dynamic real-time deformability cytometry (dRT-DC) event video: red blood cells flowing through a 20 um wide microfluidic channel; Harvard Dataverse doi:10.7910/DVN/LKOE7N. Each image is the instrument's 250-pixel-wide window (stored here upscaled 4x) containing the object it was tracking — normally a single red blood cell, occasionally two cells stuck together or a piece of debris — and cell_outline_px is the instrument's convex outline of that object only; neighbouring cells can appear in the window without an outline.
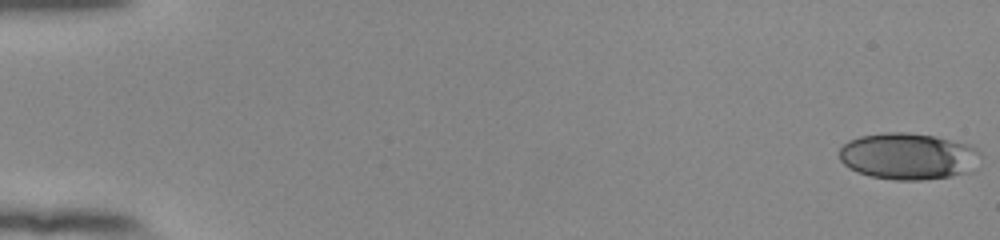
{"species": "human", "species_latin": "Homo sapiens", "temperature_condition": "room temperature", "stored_images_in_passage": 54, "camera_frame_rate_fps": 3000, "um_per_image_px": 0.085, "donor": {"sex": "female"}, "frame": {"image": 1, "passage_image": 1, "time_ms": 0.0, "image_size_px": [1000, 240], "cell_outline_px": [[980, 168], [972, 172], [952, 176], [924, 180], [892, 180], [868, 176], [856, 172], [848, 168], [840, 160], [840, 148], [848, 140], [860, 136], [884, 132], [908, 132], [936, 136], [972, 144], [980, 152]], "centroid_in_image_um": [77.26, 13.29], "position_along_channel_um": 7.7, "area_um2": 39.36}}
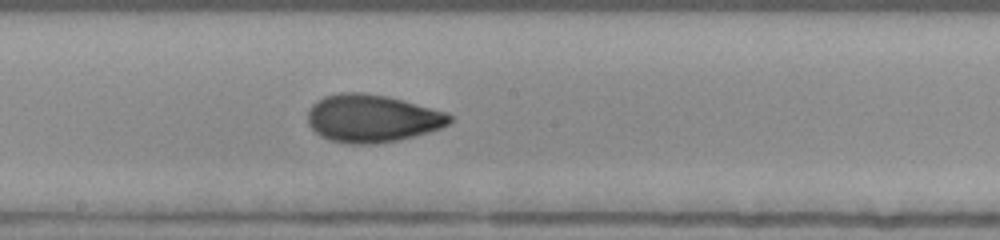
{"frame": {"image": 2, "passage_image": 31, "time_ms": 10.0, "image_size_px": [1000, 240], "cell_outline_px": [[452, 120], [448, 124], [440, 128], [428, 132], [400, 140], [372, 144], [348, 144], [328, 140], [320, 136], [308, 124], [308, 108], [316, 100], [324, 96], [340, 92], [360, 92], [388, 96], [404, 100], [448, 112], [452, 116]], "centroid_in_image_um": [31.62, 10.06], "position_along_channel_um": 216.6, "area_um2": 39.88}}
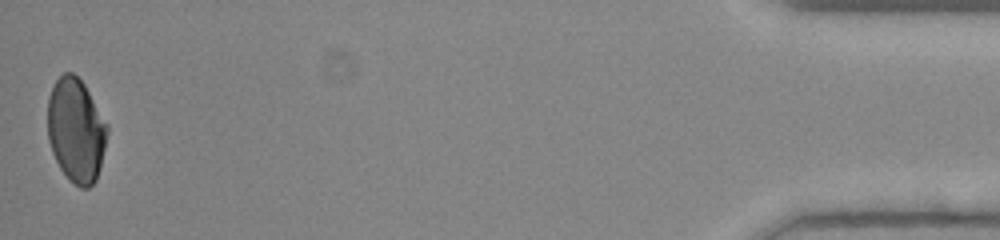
{"frame": {"image": 3, "passage_image": 54, "time_ms": 17.667, "image_size_px": [1000, 240], "cell_outline_px": [[108, 132], [100, 168], [96, 180], [88, 188], [80, 188], [68, 180], [60, 168], [52, 152], [48, 140], [48, 96], [56, 80], [64, 72], [72, 72], [84, 84], [108, 124]], "centroid_in_image_um": [6.46, 11.09], "position_along_channel_um": 428.7, "area_um2": 36.24}, "authors_computed_cell_mechanics": {"area_um2": 38.0902, "velocity_mm_per_s": 3.8863, "shape_relaxation_time_tau1_ms": 10.1771, "shape_relaxation_time_tau2_ms": 0.9847, "deformation_change_tau1": 0.2145, "deformation_change_tau2": 0.0528}}